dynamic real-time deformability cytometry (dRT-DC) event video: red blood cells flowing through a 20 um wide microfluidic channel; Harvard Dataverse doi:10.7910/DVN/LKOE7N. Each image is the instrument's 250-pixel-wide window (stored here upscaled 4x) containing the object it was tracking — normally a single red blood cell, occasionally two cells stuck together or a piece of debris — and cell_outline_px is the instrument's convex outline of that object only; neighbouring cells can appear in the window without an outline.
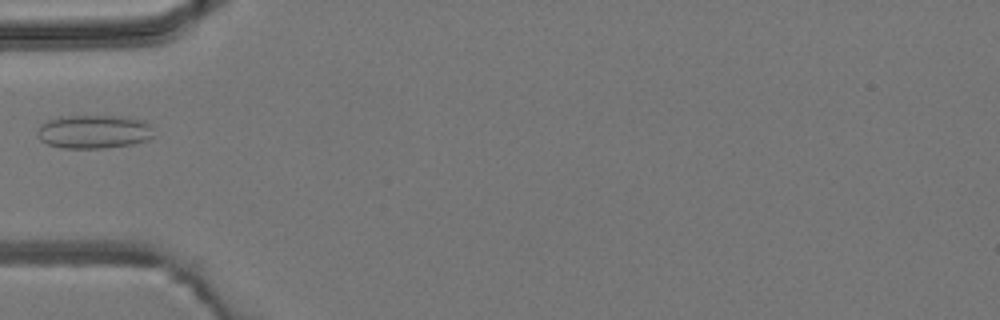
{"species": "common noctule bat (a hibernating species)", "species_latin": "Nyctalus noctula", "temperature_condition": "room temperature", "stored_images_in_passage": 5, "camera_frame_rate_fps": 3000, "um_per_image_px": 0.085, "animal": {"sex": "male", "body_mass_g": 19.2, "forearm_length_mm": 51.8}, "frame": {"image": 1, "passage_image": 5, "time_ms": 4.667, "image_size_px": [1000, 320], "cell_outline_px": [[152, 136], [148, 140], [132, 144], [104, 148], [60, 148], [48, 144], [40, 140], [36, 132], [40, 124], [48, 120], [60, 116], [120, 116], [144, 120], [152, 124]], "centroid_in_image_um": [7.97, 11.19], "position_along_channel_um": 77.0, "area_um2": 23.0}}